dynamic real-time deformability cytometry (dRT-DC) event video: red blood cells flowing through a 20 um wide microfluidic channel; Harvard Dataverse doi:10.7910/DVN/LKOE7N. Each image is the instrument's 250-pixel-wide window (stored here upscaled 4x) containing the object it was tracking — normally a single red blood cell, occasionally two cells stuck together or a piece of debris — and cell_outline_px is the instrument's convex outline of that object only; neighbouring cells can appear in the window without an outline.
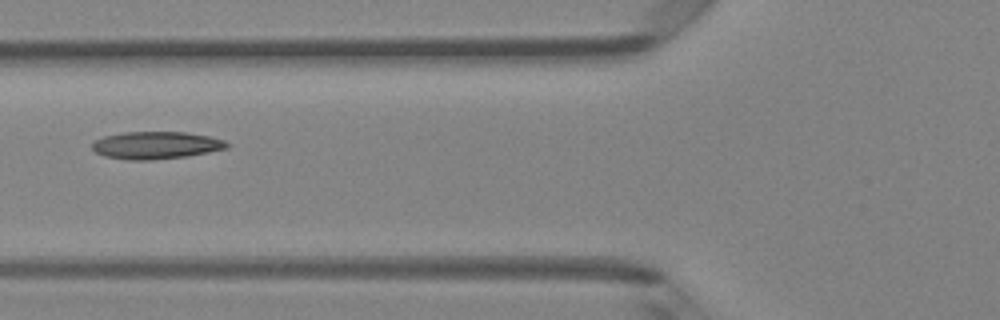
{"species": "Egyptian fruit bat (a non-hibernating species)", "species_latin": "Rousettus aegyptiacus", "temperature_condition": "room temperature", "stored_images_in_passage": 5, "camera_frame_rate_fps": 3000, "um_per_image_px": 0.085, "animal": {"sex": "female"}, "frame": {"image": 1, "passage_image": 5, "time_ms": 1.333, "image_size_px": [1000, 320], "cell_outline_px": [[228, 148], [188, 156], [148, 160], [128, 160], [104, 156], [96, 152], [92, 148], [92, 144], [96, 140], [104, 136], [124, 132], [184, 132], [208, 136], [224, 140], [228, 144]], "centroid_in_image_um": [13.25, 12.35], "position_along_channel_um": 112.6, "area_um2": 21.39}}